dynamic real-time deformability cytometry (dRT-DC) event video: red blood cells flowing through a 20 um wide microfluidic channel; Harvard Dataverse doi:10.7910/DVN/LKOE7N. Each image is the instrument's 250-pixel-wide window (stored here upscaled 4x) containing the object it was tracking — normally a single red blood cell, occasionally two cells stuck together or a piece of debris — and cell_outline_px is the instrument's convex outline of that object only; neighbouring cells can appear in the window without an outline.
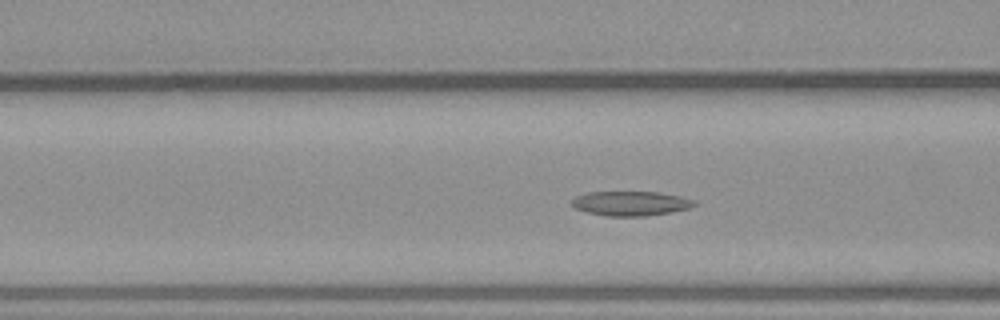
{"species": "common noctule bat (a hibernating species)", "species_latin": "Nyctalus noctula", "temperature_condition": "warm", "stored_images_in_passage": 46, "segment_of_instrument_passage": [1, 2], "camera_frame_rate_fps": 3000, "um_per_image_px": 0.085, "animal": {"sex": "male", "body_mass_g": 23.1, "forearm_length_mm": 52.7}, "frame": {"image": 1, "passage_image": 20, "time_ms": 6.333, "image_size_px": [1000, 320], "cell_outline_px": [[696, 204], [688, 208], [672, 212], [644, 216], [604, 216], [588, 212], [576, 208], [572, 204], [572, 200], [576, 196], [588, 192], [656, 192], [680, 196], [696, 200]], "centroid_in_image_um": [53.62, 17.29], "position_along_channel_um": 113.0, "area_um2": 17.4}}
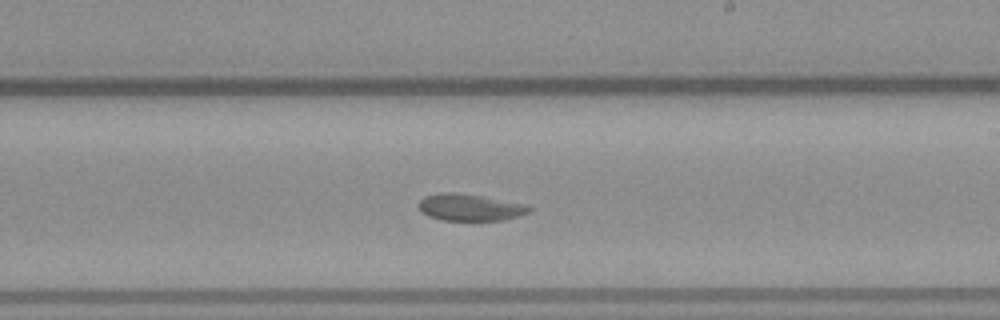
{"frame": {"image": 2, "passage_image": 31, "time_ms": 10.0, "image_size_px": [1000, 320], "cell_outline_px": [[532, 212], [504, 220], [440, 220], [428, 216], [420, 212], [416, 204], [424, 196], [440, 192], [452, 192], [480, 196], [524, 204], [532, 208]], "centroid_in_image_um": [39.89, 17.63], "position_along_channel_um": 249.1, "area_um2": 17.34}}
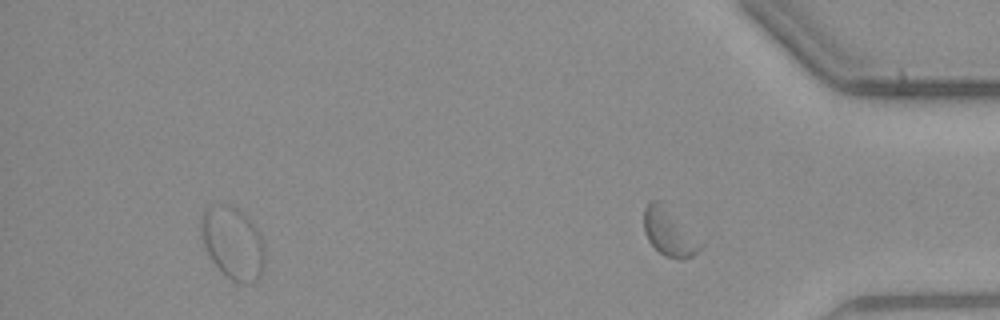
{"frame": {"image": 3, "passage_image": 42, "time_ms": 13.667, "image_size_px": [1000, 320], "cell_outline_px": [[264, 268], [260, 276], [252, 284], [244, 284], [232, 280], [212, 260], [200, 236], [200, 212], [208, 204], [224, 204], [236, 208], [248, 216], [260, 232], [264, 244]], "centroid_in_image_um": [19.79, 20.6], "position_along_channel_um": 415.4, "area_um2": 27.28}}